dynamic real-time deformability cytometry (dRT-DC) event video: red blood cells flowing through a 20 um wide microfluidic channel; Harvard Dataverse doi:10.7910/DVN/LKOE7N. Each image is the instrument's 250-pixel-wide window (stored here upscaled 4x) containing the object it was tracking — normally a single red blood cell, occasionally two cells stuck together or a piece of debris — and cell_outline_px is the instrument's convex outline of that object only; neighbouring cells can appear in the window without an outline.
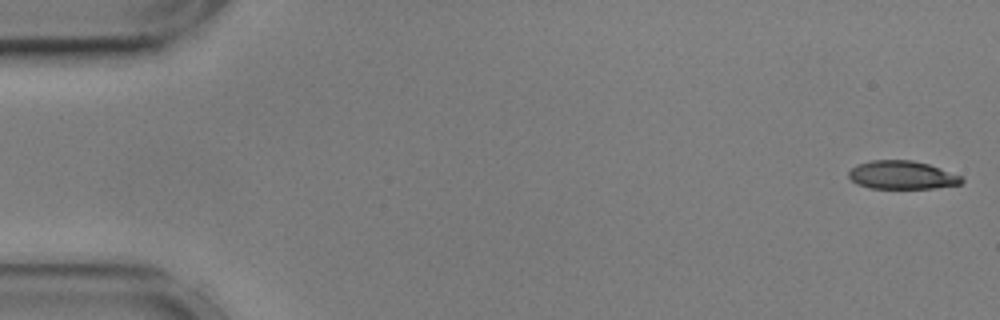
{"species": "common noctule bat (a hibernating species)", "species_latin": "Nyctalus noctula", "temperature_condition": "cold", "stored_images_in_passage": 56, "camera_frame_rate_fps": 3000, "um_per_image_px": 0.085, "animal": {"sex": "male", "body_mass_g": 17.9, "forearm_length_mm": 54.2}, "frame": {"image": 1, "passage_image": 1, "time_ms": 0.0, "image_size_px": [1000, 320], "cell_outline_px": [[964, 180], [960, 184], [932, 188], [868, 188], [856, 184], [848, 176], [848, 172], [856, 164], [872, 160], [912, 160], [928, 164], [940, 168], [960, 176]], "centroid_in_image_um": [76.62, 14.87], "position_along_channel_um": 8.4, "area_um2": 18.55}}
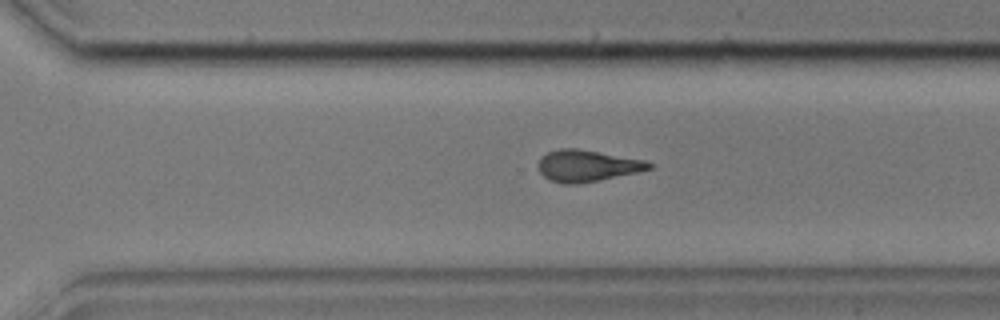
{"frame": {"image": 2, "passage_image": 38, "time_ms": 12.333, "image_size_px": [1000, 320], "cell_outline_px": [[652, 168], [636, 172], [576, 184], [564, 184], [552, 180], [544, 176], [540, 172], [536, 164], [540, 156], [548, 152], [560, 148], [576, 148], [644, 160], [652, 164]], "centroid_in_image_um": [49.83, 14.08], "position_along_channel_um": 320.8, "area_um2": 20.06}}
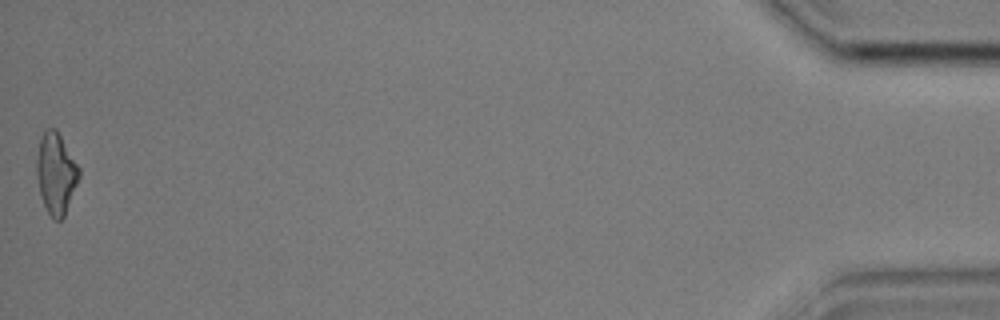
{"frame": {"image": 3, "passage_image": 55, "time_ms": 18.0, "image_size_px": [1000, 320], "cell_outline_px": [[80, 176], [64, 216], [60, 220], [56, 220], [48, 212], [40, 196], [36, 176], [36, 160], [40, 136], [48, 128], [56, 128], [80, 168]], "centroid_in_image_um": [4.75, 14.71], "position_along_channel_um": 430.5, "area_um2": 20.0}, "authors_computed_cell_mechanics": {"area_um2": 20.3167, "velocity_mm_per_s": 3.608, "shape_relaxation_time_tau1_ms": null, "shape_relaxation_time_tau2_ms": 4.4768, "deformation_change_tau1": null, "deformation_change_tau2": 0.1473}}